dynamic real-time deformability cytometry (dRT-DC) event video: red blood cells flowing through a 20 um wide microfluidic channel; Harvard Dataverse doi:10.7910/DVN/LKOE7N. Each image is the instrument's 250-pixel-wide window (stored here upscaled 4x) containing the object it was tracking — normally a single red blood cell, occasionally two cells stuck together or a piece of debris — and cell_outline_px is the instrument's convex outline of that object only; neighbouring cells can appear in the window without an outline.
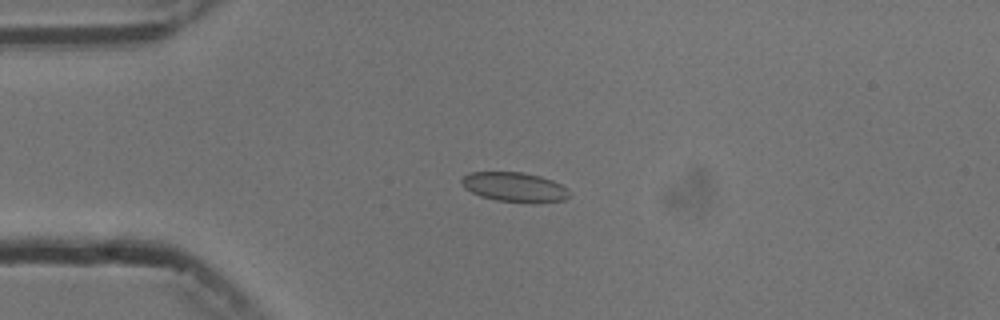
{"species": "common noctule bat (a hibernating species)", "species_latin": "Nyctalus noctula", "temperature_condition": "cold", "stored_images_in_passage": 3, "camera_frame_rate_fps": 3000, "um_per_image_px": 0.085, "animal": {"sex": "male", "body_mass_g": 13.3}, "frame": {"image": 1, "passage_image": 3, "time_ms": 2.333, "image_size_px": [1000, 320], "cell_outline_px": [[568, 196], [564, 200], [536, 204], [532, 204], [496, 200], [480, 196], [464, 188], [460, 180], [464, 176], [472, 172], [524, 172], [540, 176], [552, 180], [568, 188]], "centroid_in_image_um": [43.75, 15.92], "position_along_channel_um": 41.2, "area_um2": 18.79}}